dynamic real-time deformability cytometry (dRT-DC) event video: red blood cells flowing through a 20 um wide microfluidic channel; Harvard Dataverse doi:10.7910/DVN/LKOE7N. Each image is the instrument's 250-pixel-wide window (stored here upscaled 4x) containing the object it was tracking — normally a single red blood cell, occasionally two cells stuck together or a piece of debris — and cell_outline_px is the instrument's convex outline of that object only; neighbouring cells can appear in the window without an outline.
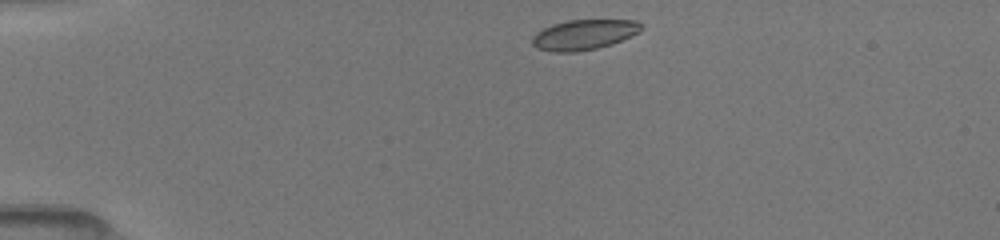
{"species": "common noctule bat (a hibernating species)", "species_latin": "Nyctalus noctula", "temperature_condition": "room temperature", "stored_images_in_passage": 41, "camera_frame_rate_fps": 3000, "um_per_image_px": 0.085, "animal": {"sex": "female", "body_mass_g": 19.5, "forearm_length_mm": 54.1}, "frame": {"image": 1, "passage_image": 1, "time_ms": 0.0, "image_size_px": [1000, 240], "cell_outline_px": [[644, 28], [640, 32], [612, 44], [596, 48], [576, 52], [552, 52], [536, 48], [532, 44], [532, 36], [536, 32], [552, 24], [568, 20], [636, 20]], "centroid_in_image_um": [49.62, 2.95], "position_along_channel_um": 35.4, "area_um2": 19.25}}
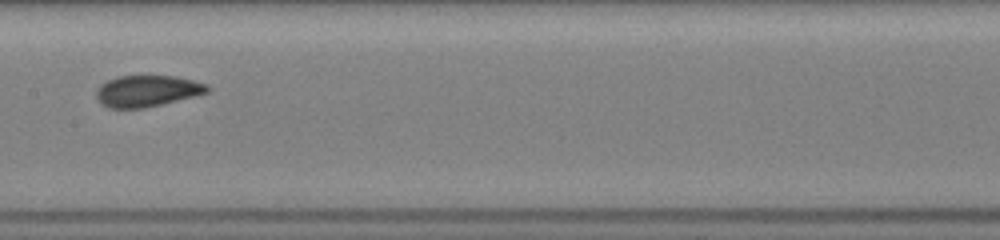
{"frame": {"image": 2, "passage_image": 17, "time_ms": 5.333, "image_size_px": [1000, 240], "cell_outline_px": [[212, 88], [208, 92], [144, 108], [108, 108], [100, 104], [96, 96], [96, 88], [100, 84], [108, 80], [120, 76], [176, 76], [208, 84]], "centroid_in_image_um": [12.48, 7.73], "position_along_channel_um": 194.9, "area_um2": 20.23}}
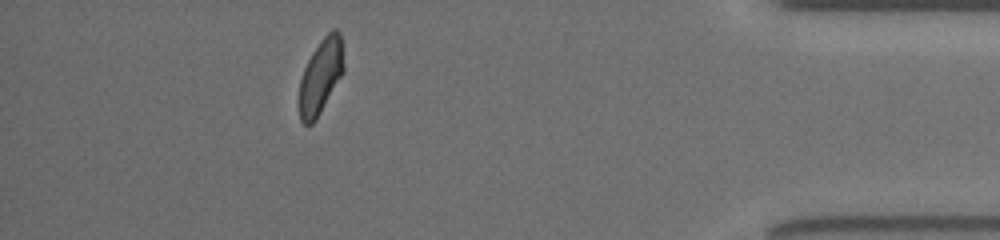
{"frame": {"image": 3, "passage_image": 36, "time_ms": 11.667, "image_size_px": [1000, 240], "cell_outline_px": [[344, 72], [316, 120], [312, 124], [304, 124], [300, 120], [296, 100], [300, 80], [304, 68], [312, 52], [320, 40], [332, 28], [336, 28], [340, 32], [344, 64]], "centroid_in_image_um": [27.23, 6.52], "position_along_channel_um": 408.0, "area_um2": 19.94}, "authors_computed_cell_mechanics": {"area_um2": 20.1722, "velocity_mm_per_s": 4.0376, "shape_relaxation_time_tau1_ms": 4.8374, "shape_relaxation_time_tau2_ms": 2.097, "deformation_change_tau1": 0.1242, "deformation_change_tau2": 0.0465}}